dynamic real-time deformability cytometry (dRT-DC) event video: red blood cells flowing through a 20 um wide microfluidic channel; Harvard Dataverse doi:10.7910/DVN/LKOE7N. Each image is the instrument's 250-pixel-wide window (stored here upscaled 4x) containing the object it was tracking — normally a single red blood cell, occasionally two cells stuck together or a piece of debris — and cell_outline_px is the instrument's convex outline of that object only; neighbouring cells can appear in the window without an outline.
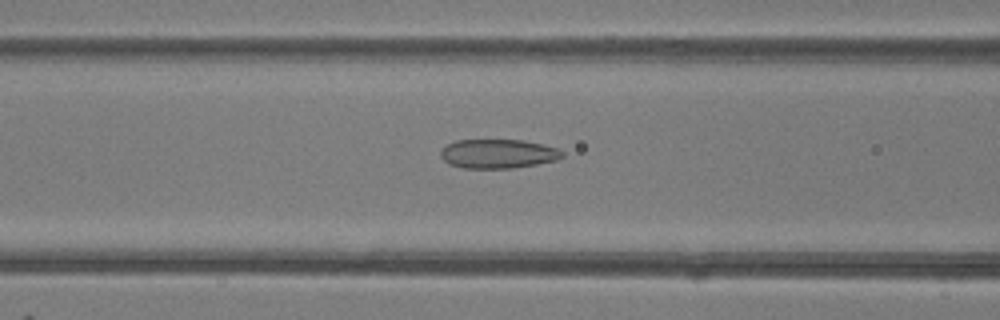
{"species": "common noctule bat (a hibernating species)", "species_latin": "Nyctalus noctula", "temperature_condition": "room temperature", "stored_images_in_passage": 49, "camera_frame_rate_fps": 3000, "um_per_image_px": 0.085, "animal": {"sex": "female"}, "frame": {"image": 1, "passage_image": 20, "time_ms": 6.333, "image_size_px": [1000, 320], "cell_outline_px": [[564, 156], [556, 160], [536, 164], [512, 168], [464, 168], [448, 164], [440, 156], [440, 152], [448, 144], [456, 140], [524, 140], [560, 148], [564, 152]], "centroid_in_image_um": [42.36, 13.06], "position_along_channel_um": 124.2, "area_um2": 20.69}}
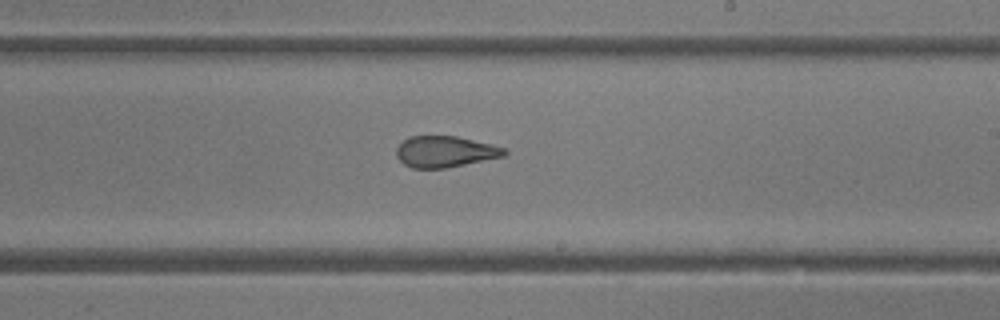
{"frame": {"image": 2, "passage_image": 29, "time_ms": 9.333, "image_size_px": [1000, 320], "cell_outline_px": [[508, 152], [504, 156], [444, 168], [412, 168], [404, 164], [396, 156], [396, 148], [408, 136], [456, 136], [504, 148]], "centroid_in_image_um": [37.78, 12.89], "position_along_channel_um": 251.2, "area_um2": 19.31}}
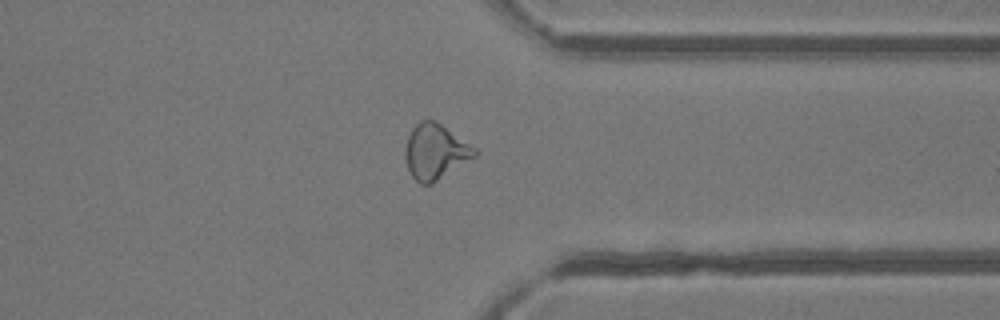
{"frame": {"image": 3, "passage_image": 38, "time_ms": 12.333, "image_size_px": [1000, 320], "cell_outline_px": [[480, 152], [476, 156], [432, 184], [420, 184], [412, 176], [408, 168], [404, 156], [404, 148], [408, 136], [412, 128], [420, 120], [436, 120], [476, 148]], "centroid_in_image_um": [37.0, 12.89], "position_along_channel_um": 374.4, "area_um2": 22.48}, "authors_computed_cell_mechanics": {"area_um2": 22.6576, "velocity_mm_per_s": 4.2224, "shape_relaxation_time_tau1_ms": null, "shape_relaxation_time_tau2_ms": 1.3225, "deformation_change_tau1": null, "deformation_change_tau2": 0.0987}}